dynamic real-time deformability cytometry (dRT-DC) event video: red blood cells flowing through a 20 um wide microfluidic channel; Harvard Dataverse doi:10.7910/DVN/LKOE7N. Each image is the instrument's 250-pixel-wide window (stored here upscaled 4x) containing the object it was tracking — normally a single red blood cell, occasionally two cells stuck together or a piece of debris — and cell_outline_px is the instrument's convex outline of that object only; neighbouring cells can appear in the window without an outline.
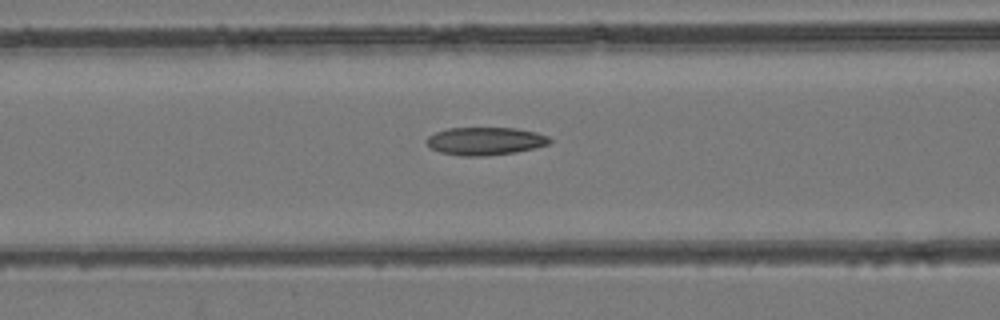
{"species": "common noctule bat (a hibernating species)", "species_latin": "Nyctalus noctula", "temperature_condition": "room temperature", "stored_images_in_passage": 50, "camera_frame_rate_fps": 3000, "um_per_image_px": 0.085, "animal": {"sex": "female", "body_mass_g": 24.6, "forearm_length_mm": 56.2}, "frame": {"image": 1, "passage_image": 21, "time_ms": 6.667, "image_size_px": [1000, 320], "cell_outline_px": [[552, 140], [548, 144], [516, 152], [484, 156], [464, 156], [440, 152], [432, 148], [424, 140], [428, 136], [436, 132], [448, 128], [516, 128], [536, 132], [548, 136]], "centroid_in_image_um": [41.23, 11.99], "position_along_channel_um": 125.4, "area_um2": 19.88}}
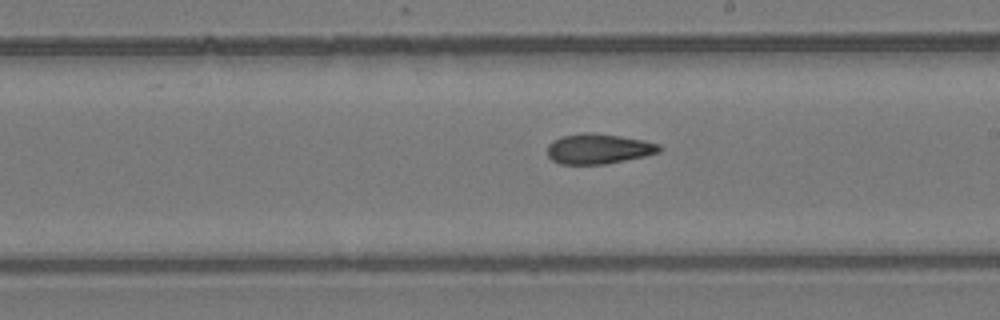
{"frame": {"image": 2, "passage_image": 29, "time_ms": 9.333, "image_size_px": [1000, 320], "cell_outline_px": [[664, 148], [660, 152], [644, 156], [604, 164], [560, 164], [552, 160], [548, 156], [548, 144], [552, 140], [560, 136], [584, 132], [588, 132], [620, 136], [644, 140], [660, 144]], "centroid_in_image_um": [50.87, 12.64], "position_along_channel_um": 238.1, "area_um2": 19.77}}
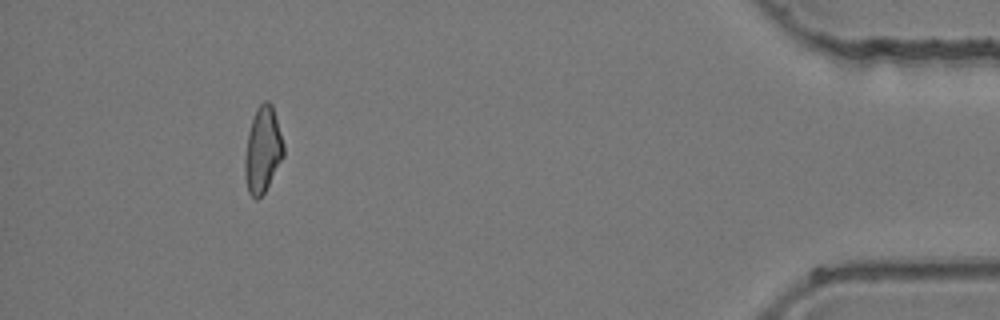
{"frame": {"image": 3, "passage_image": 46, "time_ms": 15.0, "image_size_px": [1000, 320], "cell_outline_px": [[284, 156], [264, 192], [256, 200], [248, 192], [244, 172], [244, 160], [248, 132], [256, 108], [264, 100], [268, 100], [272, 104], [284, 144]], "centroid_in_image_um": [22.33, 12.72], "position_along_channel_um": 412.9, "area_um2": 19.31}}